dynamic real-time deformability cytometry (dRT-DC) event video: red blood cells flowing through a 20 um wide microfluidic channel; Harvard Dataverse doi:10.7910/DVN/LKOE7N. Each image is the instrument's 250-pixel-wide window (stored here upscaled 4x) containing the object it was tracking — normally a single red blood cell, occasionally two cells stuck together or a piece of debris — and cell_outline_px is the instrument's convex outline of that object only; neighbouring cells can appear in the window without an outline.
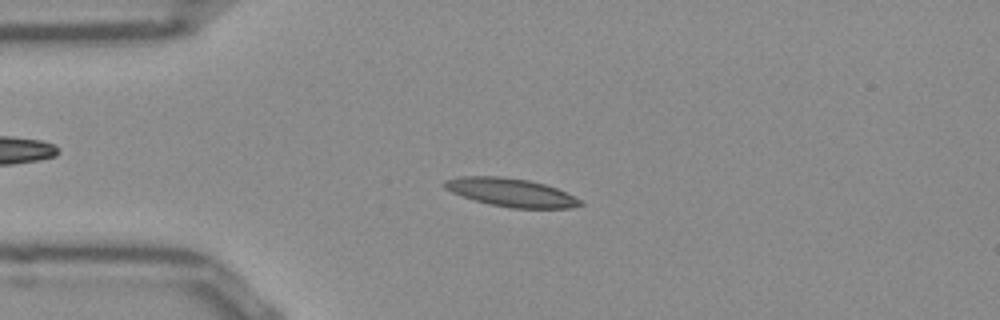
{"species": "Egyptian fruit bat (a non-hibernating species)", "species_latin": "Rousettus aegyptiacus", "temperature_condition": "room temperature", "stored_images_in_passage": 41, "camera_frame_rate_fps": 3000, "um_per_image_px": 0.085, "frame": {"image": 1, "passage_image": 1, "time_ms": 0.0, "image_size_px": [1000, 320], "cell_outline_px": [[584, 204], [568, 208], [512, 208], [488, 204], [452, 192], [444, 188], [440, 184], [444, 180], [460, 176], [500, 176], [528, 180], [544, 184], [556, 188], [580, 200]], "centroid_in_image_um": [43.37, 16.35], "position_along_channel_um": 41.6, "area_um2": 22.2}}
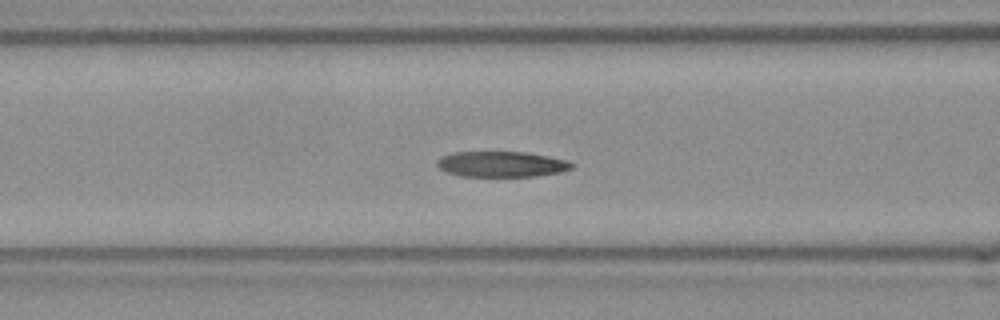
{"frame": {"image": 2, "passage_image": 9, "time_ms": 2.667, "image_size_px": [1000, 320], "cell_outline_px": [[576, 164], [572, 168], [560, 172], [536, 176], [460, 176], [444, 172], [436, 164], [436, 160], [440, 156], [452, 152], [528, 152], [568, 160]], "centroid_in_image_um": [42.61, 13.95], "position_along_channel_um": 124.0, "area_um2": 20.35}}
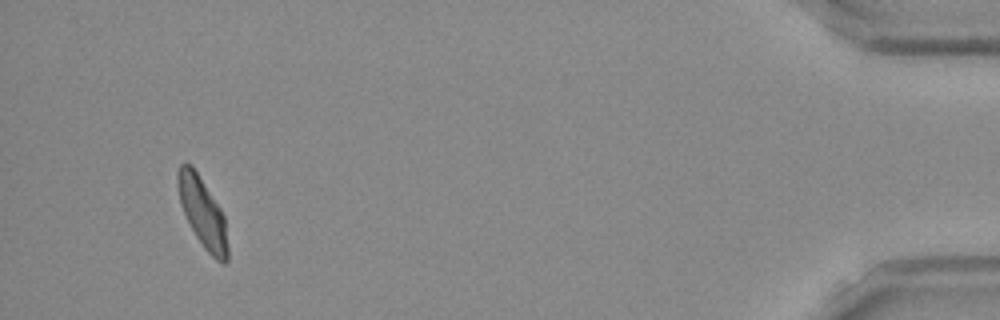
{"frame": {"image": 3, "passage_image": 38, "time_ms": 12.333, "image_size_px": [1000, 320], "cell_outline_px": [[228, 260], [224, 264], [216, 260], [204, 248], [196, 236], [180, 204], [176, 180], [176, 176], [180, 164], [184, 160], [192, 164], [220, 208], [224, 216], [228, 248]], "centroid_in_image_um": [17.2, 18.02], "position_along_channel_um": 418.0, "area_um2": 20.29}, "authors_computed_cell_mechanics": {"area_um2": 20.808, "velocity_mm_per_s": 3.853, "shape_relaxation_time_tau1_ms": 8.3504, "shape_relaxation_time_tau2_ms": 1.6203, "deformation_change_tau1": 0.2334, "deformation_change_tau2": 0.0853}}